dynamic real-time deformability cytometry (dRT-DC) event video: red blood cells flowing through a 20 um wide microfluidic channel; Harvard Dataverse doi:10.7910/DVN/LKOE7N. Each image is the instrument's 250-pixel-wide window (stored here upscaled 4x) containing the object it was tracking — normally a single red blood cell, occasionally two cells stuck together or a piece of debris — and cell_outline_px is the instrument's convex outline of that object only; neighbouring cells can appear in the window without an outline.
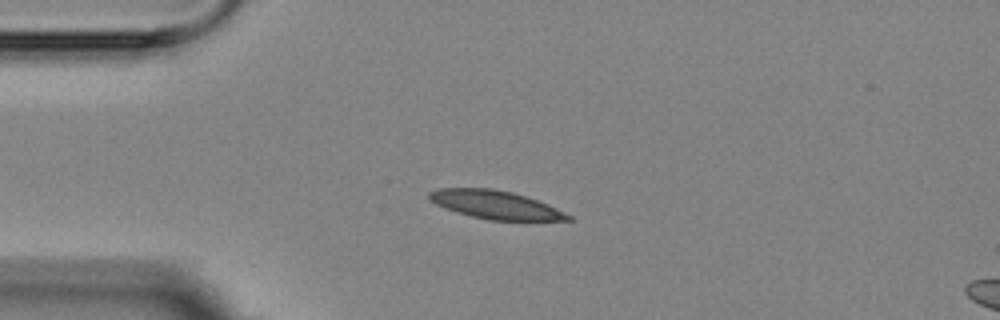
{"species": "Egyptian fruit bat (a non-hibernating species)", "species_latin": "Rousettus aegyptiacus", "temperature_condition": "room temperature", "stored_images_in_passage": 5, "camera_frame_rate_fps": 3000, "um_per_image_px": 0.085, "animal": {"sex": "female"}, "frame": {"image": 1, "passage_image": 3, "time_ms": 2.333, "image_size_px": [1000, 320], "cell_outline_px": [[576, 220], [488, 220], [456, 212], [444, 208], [428, 200], [428, 192], [440, 188], [492, 188], [512, 192], [548, 204], [572, 216]], "centroid_in_image_um": [42.08, 17.4], "position_along_channel_um": 42.9, "area_um2": 22.83}}
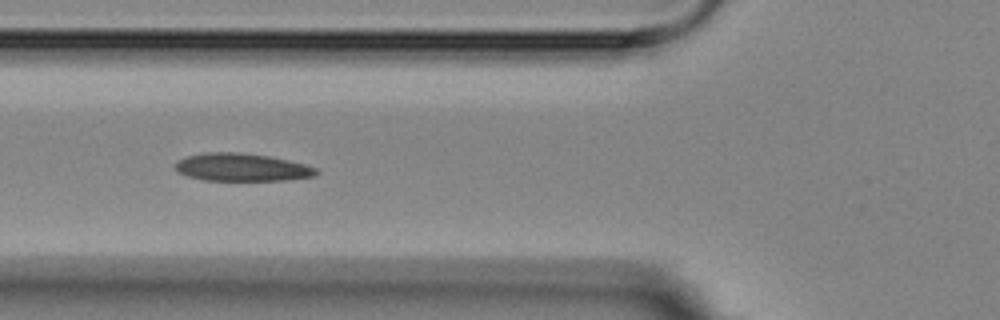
{"frame": {"image": 2, "passage_image": 5, "time_ms": 4.667, "image_size_px": [1000, 320], "cell_outline_px": [[320, 172], [316, 176], [284, 180], [204, 180], [188, 176], [176, 172], [176, 160], [188, 156], [208, 152], [236, 152], [268, 156], [288, 160], [304, 164], [316, 168]], "centroid_in_image_um": [20.55, 14.22], "position_along_channel_um": 105.2, "area_um2": 22.72}}